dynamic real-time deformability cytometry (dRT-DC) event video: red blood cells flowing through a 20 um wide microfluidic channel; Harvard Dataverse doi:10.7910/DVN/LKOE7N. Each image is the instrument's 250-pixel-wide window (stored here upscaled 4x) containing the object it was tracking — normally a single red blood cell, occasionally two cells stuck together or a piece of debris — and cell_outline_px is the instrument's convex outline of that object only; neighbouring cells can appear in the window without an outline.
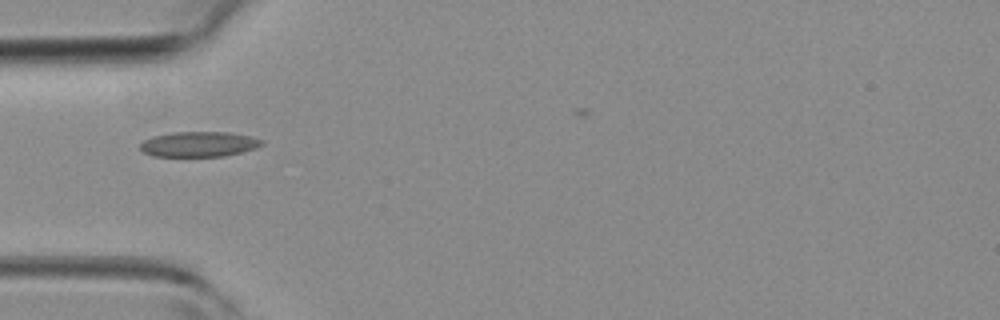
{"species": "common noctule bat (a hibernating species)", "species_latin": "Nyctalus noctula", "temperature_condition": "room temperature", "stored_images_in_passage": 3, "camera_frame_rate_fps": 3000, "um_per_image_px": 0.085, "animal": {"sex": "female", "body_mass_g": 19.3, "forearm_length_mm": 54.1}, "frame": {"image": 1, "passage_image": 3, "time_ms": 3.0, "image_size_px": [1000, 320], "cell_outline_px": [[264, 144], [256, 148], [224, 156], [152, 156], [144, 152], [140, 148], [140, 144], [144, 140], [152, 136], [172, 132], [228, 132], [252, 136], [264, 140]], "centroid_in_image_um": [16.92, 12.25], "position_along_channel_um": 68.1, "area_um2": 17.92}}